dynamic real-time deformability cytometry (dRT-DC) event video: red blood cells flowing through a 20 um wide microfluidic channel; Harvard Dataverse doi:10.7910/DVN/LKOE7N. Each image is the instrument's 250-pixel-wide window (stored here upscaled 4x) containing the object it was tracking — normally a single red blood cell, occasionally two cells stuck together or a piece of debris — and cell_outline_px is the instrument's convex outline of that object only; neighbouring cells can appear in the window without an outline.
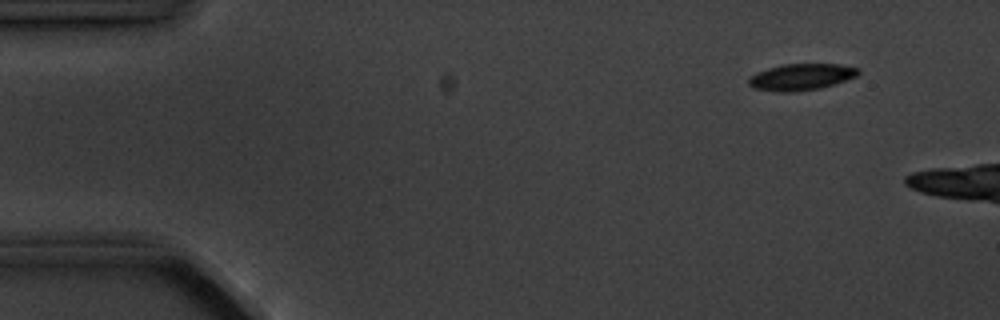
{"species": "common noctule bat (a hibernating species)", "species_latin": "Nyctalus noctula", "temperature_condition": "cold", "stored_images_in_passage": 2, "camera_frame_rate_fps": 3000, "um_per_image_px": 0.085, "animal": {"sex": "male", "body_mass_g": 20.1, "forearm_length_mm": 53.5}, "frame": {"image": 1, "passage_image": 1, "time_ms": 0.0, "image_size_px": [1000, 320], "cell_outline_px": [[860, 72], [856, 76], [820, 88], [792, 92], [772, 92], [752, 88], [748, 84], [748, 80], [756, 72], [768, 68], [784, 64], [840, 64], [860, 68]], "centroid_in_image_um": [68.07, 6.54], "position_along_channel_um": 16.9, "area_um2": 16.94}}